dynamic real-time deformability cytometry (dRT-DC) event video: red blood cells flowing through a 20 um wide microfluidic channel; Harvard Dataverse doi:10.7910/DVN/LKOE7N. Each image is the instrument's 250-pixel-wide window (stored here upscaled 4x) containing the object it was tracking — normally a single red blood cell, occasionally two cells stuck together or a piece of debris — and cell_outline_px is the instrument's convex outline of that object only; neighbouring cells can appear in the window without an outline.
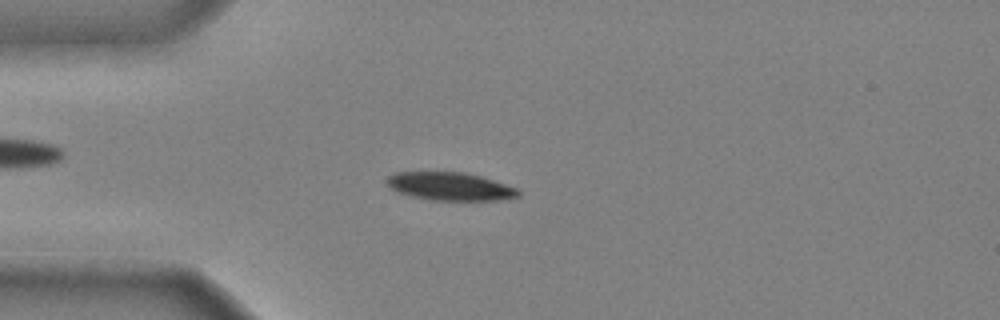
{"species": "common noctule bat (a hibernating species)", "species_latin": "Nyctalus noctula", "temperature_condition": "cold", "stored_images_in_passage": 47, "camera_frame_rate_fps": 3000, "um_per_image_px": 0.085, "animal": {"sex": "male", "body_mass_g": 20.4}, "frame": {"image": 1, "passage_image": 12, "time_ms": 3.667, "image_size_px": [1000, 320], "cell_outline_px": [[520, 196], [496, 200], [428, 200], [396, 192], [388, 184], [388, 176], [396, 172], [464, 172], [480, 176], [516, 188], [520, 192]], "centroid_in_image_um": [38.24, 15.84], "position_along_channel_um": 46.8, "area_um2": 21.27}}
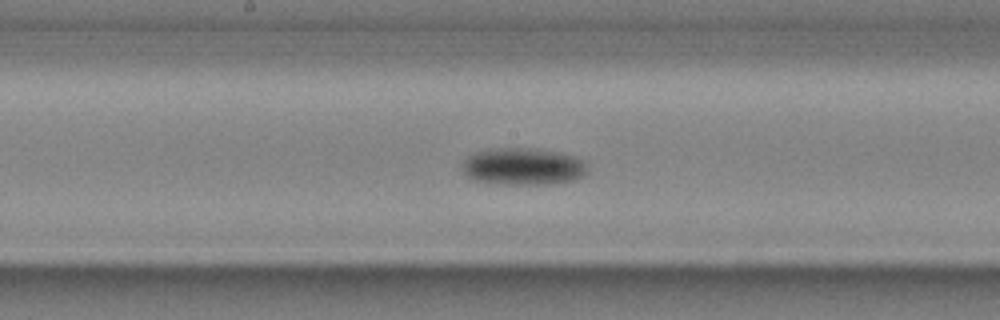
{"frame": {"image": 2, "passage_image": 25, "time_ms": 8.0, "image_size_px": [1000, 320], "cell_outline_px": [[588, 172], [584, 176], [572, 180], [556, 184], [496, 184], [476, 180], [464, 176], [460, 164], [468, 156], [476, 152], [488, 148], [536, 148], [560, 152], [572, 156], [580, 160], [584, 164]], "centroid_in_image_um": [44.4, 14.15], "position_along_channel_um": 203.8, "area_um2": 27.4}}
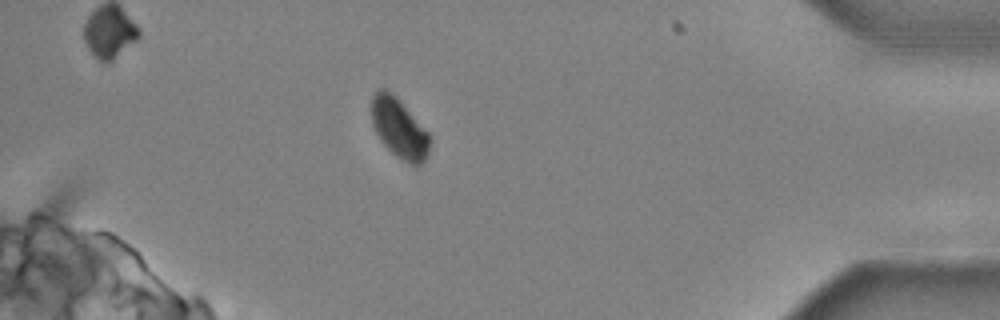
{"frame": {"image": 3, "passage_image": 43, "time_ms": 14.0, "image_size_px": [1000, 320], "cell_outline_px": [[432, 140], [428, 152], [424, 160], [416, 168], [400, 160], [380, 140], [372, 124], [372, 96], [380, 88], [384, 88], [392, 92], [396, 96], [432, 136]], "centroid_in_image_um": [33.96, 10.93], "position_along_channel_um": 401.2, "area_um2": 20.52}, "authors_computed_cell_mechanics": {"area_um2": 24.1026, "velocity_mm_per_s": 3.9383, "shape_relaxation_time_tau1_ms": 2.4044, "shape_relaxation_time_tau2_ms": null, "deformation_change_tau1": 0.097, "deformation_change_tau2": null}}